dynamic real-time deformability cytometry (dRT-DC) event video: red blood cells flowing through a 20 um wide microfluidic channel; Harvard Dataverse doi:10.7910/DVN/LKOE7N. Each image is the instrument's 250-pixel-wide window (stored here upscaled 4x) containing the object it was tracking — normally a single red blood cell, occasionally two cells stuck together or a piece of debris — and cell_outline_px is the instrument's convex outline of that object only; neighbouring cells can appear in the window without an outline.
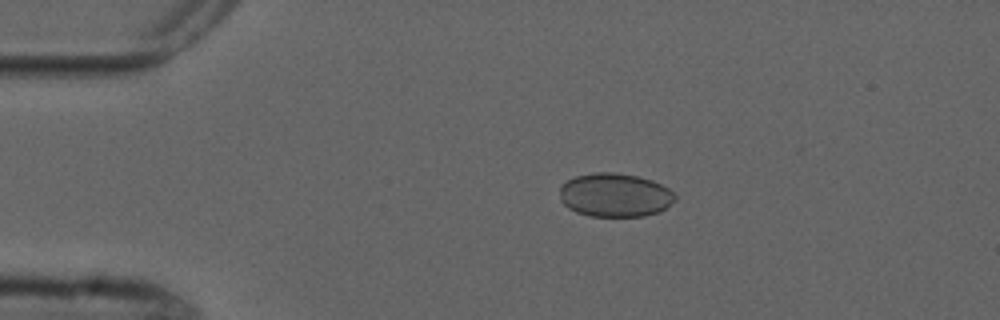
{"species": "common noctule bat (a hibernating species)", "species_latin": "Nyctalus noctula", "temperature_condition": "cold", "stored_images_in_passage": 8, "camera_frame_rate_fps": 3000, "um_per_image_px": 0.085, "animal": {"sex": "male", "forearm_length_mm": 52.5}, "frame": {"image": 1, "passage_image": 3, "time_ms": 2.333, "image_size_px": [1000, 320], "cell_outline_px": [[676, 200], [660, 212], [644, 216], [592, 216], [576, 212], [568, 208], [560, 200], [560, 184], [576, 176], [592, 172], [616, 172], [636, 176], [652, 180], [668, 188], [676, 196]], "centroid_in_image_um": [52.26, 16.58], "position_along_channel_um": 32.7, "area_um2": 29.54}}
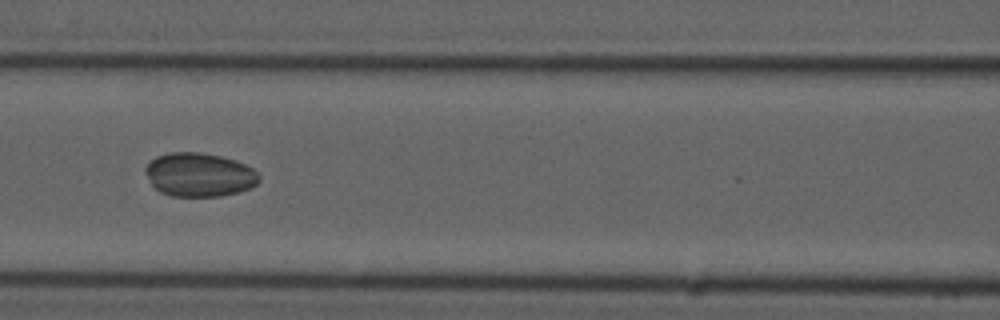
{"frame": {"image": 2, "passage_image": 7, "time_ms": 6.667, "image_size_px": [1000, 320], "cell_outline_px": [[260, 180], [256, 184], [240, 192], [220, 196], [172, 196], [160, 192], [152, 184], [144, 172], [144, 168], [156, 156], [168, 152], [200, 152], [220, 156], [236, 160], [260, 172]], "centroid_in_image_um": [16.95, 14.85], "position_along_channel_um": 149.6, "area_um2": 29.13}}
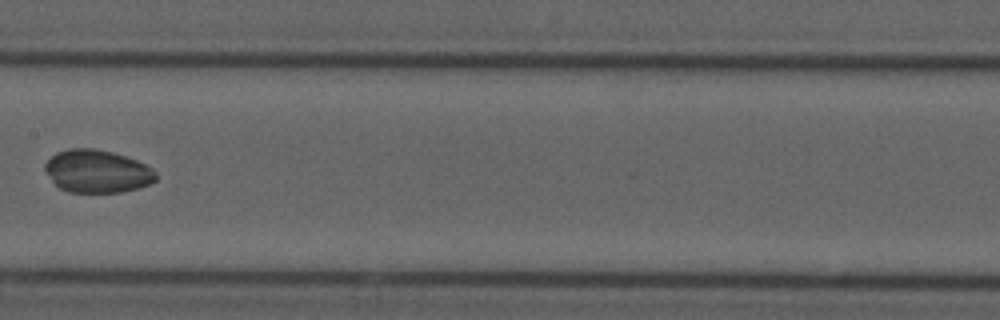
{"frame": {"image": 3, "passage_image": 8, "time_ms": 8.0, "image_size_px": [1000, 320], "cell_outline_px": [[156, 180], [140, 188], [120, 192], [68, 192], [60, 188], [52, 180], [44, 168], [44, 164], [56, 152], [68, 148], [96, 148], [112, 152], [136, 160], [152, 168], [156, 172]], "centroid_in_image_um": [8.26, 14.55], "position_along_channel_um": 199.1, "area_um2": 27.63}}